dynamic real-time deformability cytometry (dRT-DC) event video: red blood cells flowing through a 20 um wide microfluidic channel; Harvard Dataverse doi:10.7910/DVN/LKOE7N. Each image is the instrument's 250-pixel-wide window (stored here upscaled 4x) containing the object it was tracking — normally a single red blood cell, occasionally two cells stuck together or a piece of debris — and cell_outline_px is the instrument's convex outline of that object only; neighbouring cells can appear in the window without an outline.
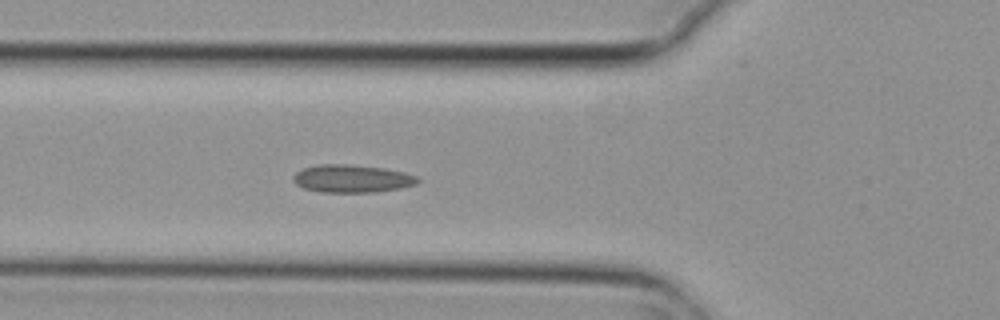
{"species": "common noctule bat (a hibernating species)", "species_latin": "Nyctalus noctula", "temperature_condition": "cold", "stored_images_in_passage": 6, "camera_frame_rate_fps": 3000, "um_per_image_px": 0.085, "animal": {"sex": "female", "body_mass_g": 29.2, "forearm_length_mm": 56.3}, "frame": {"image": 1, "passage_image": 6, "time_ms": 1.667, "image_size_px": [1000, 320], "cell_outline_px": [[420, 180], [416, 184], [400, 188], [376, 192], [320, 192], [304, 188], [296, 184], [292, 180], [292, 176], [296, 172], [304, 168], [320, 164], [348, 164], [384, 168], [404, 172], [416, 176]], "centroid_in_image_um": [29.9, 15.18], "position_along_channel_um": 95.9, "area_um2": 20.17}}